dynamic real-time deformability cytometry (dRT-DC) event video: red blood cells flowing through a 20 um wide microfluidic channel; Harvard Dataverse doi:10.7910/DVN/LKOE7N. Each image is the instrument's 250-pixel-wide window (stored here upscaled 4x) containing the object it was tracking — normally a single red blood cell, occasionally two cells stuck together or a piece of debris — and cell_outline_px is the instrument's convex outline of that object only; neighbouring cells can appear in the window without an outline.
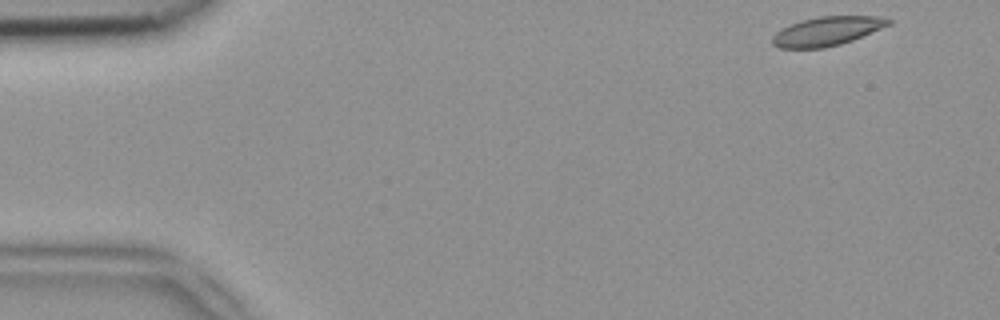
{"species": "common noctule bat (a hibernating species)", "species_latin": "Nyctalus noctula", "temperature_condition": "room temperature", "stored_images_in_passage": 11, "camera_frame_rate_fps": 3000, "um_per_image_px": 0.085, "animal": {"sex": "female", "body_mass_g": 18.4}, "frame": {"image": 1, "passage_image": 1, "time_ms": 0.0, "image_size_px": [1000, 320], "cell_outline_px": [[892, 24], [852, 40], [840, 44], [824, 48], [780, 48], [772, 44], [772, 36], [780, 28], [804, 20], [820, 16], [876, 16], [892, 20]], "centroid_in_image_um": [70.29, 2.65], "position_along_channel_um": 14.7, "area_um2": 19.48}}